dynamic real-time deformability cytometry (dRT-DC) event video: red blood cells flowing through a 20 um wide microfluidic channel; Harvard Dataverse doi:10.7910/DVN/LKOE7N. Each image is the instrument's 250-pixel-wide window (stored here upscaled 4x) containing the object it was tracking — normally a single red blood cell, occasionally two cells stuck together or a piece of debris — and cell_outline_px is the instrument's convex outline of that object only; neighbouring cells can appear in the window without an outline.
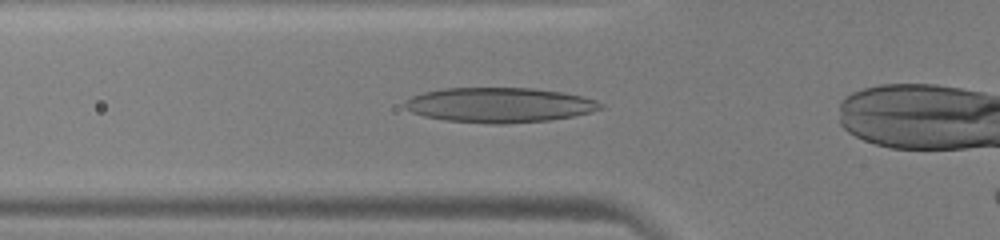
{"species": "human", "species_latin": "Homo sapiens", "temperature_condition": "warm", "stored_images_in_passage": 26, "camera_frame_rate_fps": 3000, "um_per_image_px": 0.085, "donor": {"sex": "male"}, "frame": {"image": 1, "passage_image": 4, "time_ms": 1.0, "image_size_px": [1000, 240], "cell_outline_px": [[604, 108], [592, 112], [552, 120], [504, 124], [492, 124], [444, 120], [424, 116], [412, 112], [404, 108], [404, 100], [412, 96], [424, 92], [444, 88], [532, 88], [564, 92], [596, 100], [604, 104]], "centroid_in_image_um": [42.46, 8.93], "position_along_channel_um": 83.3, "area_um2": 40.06}}
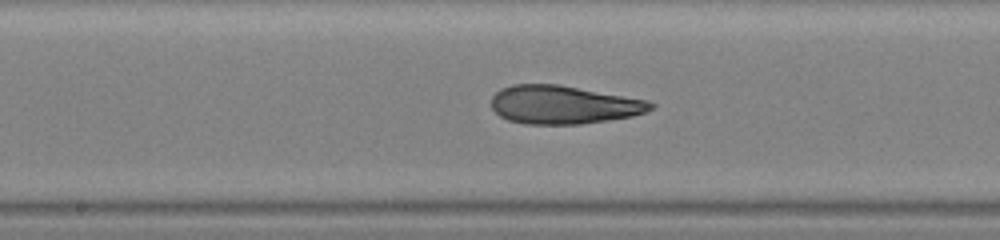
{"frame": {"image": 2, "passage_image": 12, "time_ms": 3.667, "image_size_px": [1000, 240], "cell_outline_px": [[656, 104], [648, 112], [632, 116], [608, 120], [580, 124], [524, 124], [508, 120], [500, 116], [492, 108], [492, 96], [500, 88], [512, 84], [556, 84], [648, 100]], "centroid_in_image_um": [47.89, 8.9], "position_along_channel_um": 200.3, "area_um2": 35.6}}
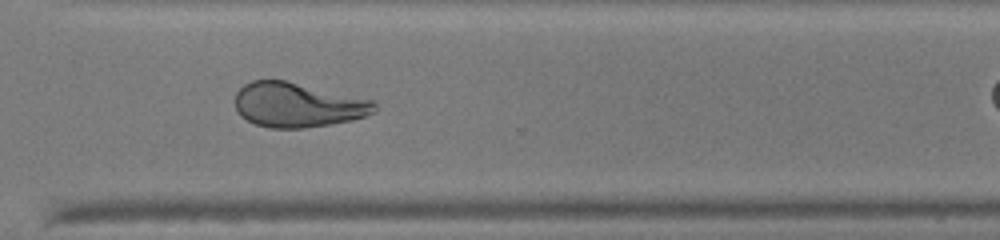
{"frame": {"image": 3, "passage_image": 22, "time_ms": 7.0, "image_size_px": [1000, 240], "cell_outline_px": [[376, 112], [352, 120], [304, 128], [268, 128], [256, 124], [240, 116], [236, 108], [236, 92], [244, 84], [252, 80], [284, 80], [372, 100], [376, 104]], "centroid_in_image_um": [25.28, 8.92], "position_along_channel_um": 345.3, "area_um2": 35.95}}